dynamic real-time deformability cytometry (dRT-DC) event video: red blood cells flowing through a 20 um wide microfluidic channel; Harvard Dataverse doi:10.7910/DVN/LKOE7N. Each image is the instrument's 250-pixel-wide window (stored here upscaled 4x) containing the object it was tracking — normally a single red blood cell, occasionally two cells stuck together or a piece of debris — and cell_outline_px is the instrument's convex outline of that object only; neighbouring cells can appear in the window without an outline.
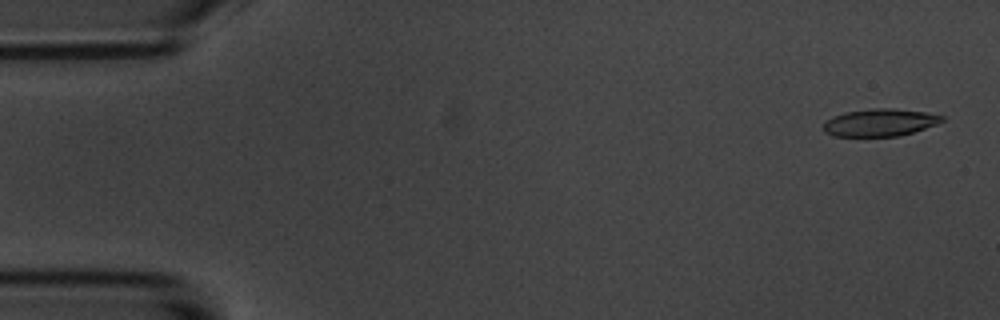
{"species": "common noctule bat (a hibernating species)", "species_latin": "Nyctalus noctula", "temperature_condition": "room temperature", "stored_images_in_passage": 55, "camera_frame_rate_fps": 3000, "um_per_image_px": 0.085, "animal": {"sex": "male", "body_mass_g": 20.1, "forearm_length_mm": 53.5}, "frame": {"image": 1, "passage_image": 1, "time_ms": 0.0, "image_size_px": [1000, 320], "cell_outline_px": [[944, 120], [936, 124], [900, 136], [832, 136], [824, 132], [824, 120], [832, 116], [844, 112], [872, 108], [892, 108], [924, 112], [944, 116]], "centroid_in_image_um": [74.74, 10.41], "position_along_channel_um": 10.3, "area_um2": 18.96}}
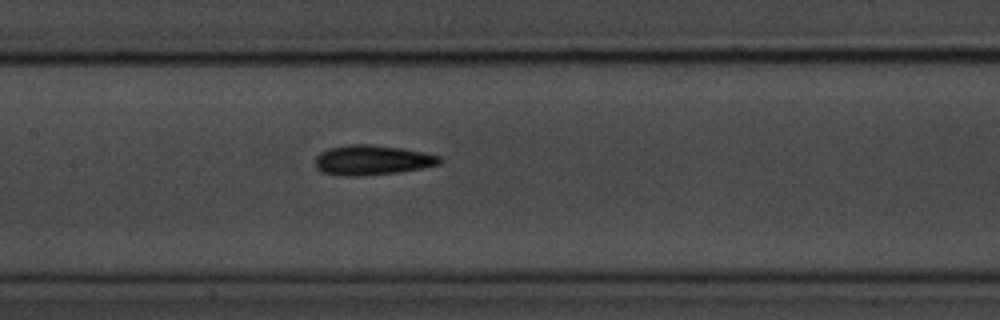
{"frame": {"image": 2, "passage_image": 25, "time_ms": 8.0, "image_size_px": [1000, 320], "cell_outline_px": [[444, 160], [440, 164], [424, 168], [400, 172], [356, 176], [340, 176], [320, 172], [316, 168], [316, 156], [320, 152], [328, 148], [348, 144], [368, 144], [400, 148], [424, 152], [440, 156]], "centroid_in_image_um": [31.63, 13.61], "position_along_channel_um": 175.8, "area_um2": 21.91}}
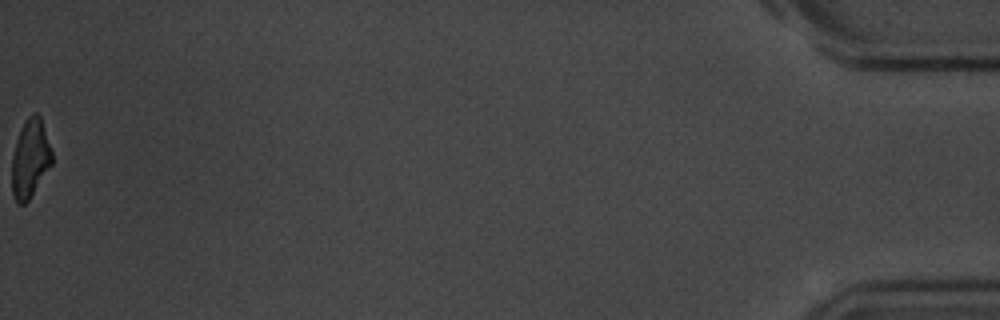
{"frame": {"image": 3, "passage_image": 55, "time_ms": 18.0, "image_size_px": [1000, 320], "cell_outline_px": [[52, 164], [28, 200], [24, 204], [16, 204], [12, 196], [12, 156], [16, 140], [28, 116], [32, 112], [36, 112], [40, 116], [52, 152]], "centroid_in_image_um": [2.55, 13.5], "position_along_channel_um": 432.6, "area_um2": 18.15}, "authors_computed_cell_mechanics": {"area_um2": 20.1722, "velocity_mm_per_s": 3.5833, "shape_relaxation_time_tau1_ms": 3.1805, "shape_relaxation_time_tau2_ms": 3.8713, "deformation_change_tau1": 0.1292, "deformation_change_tau2": 0.1257}}